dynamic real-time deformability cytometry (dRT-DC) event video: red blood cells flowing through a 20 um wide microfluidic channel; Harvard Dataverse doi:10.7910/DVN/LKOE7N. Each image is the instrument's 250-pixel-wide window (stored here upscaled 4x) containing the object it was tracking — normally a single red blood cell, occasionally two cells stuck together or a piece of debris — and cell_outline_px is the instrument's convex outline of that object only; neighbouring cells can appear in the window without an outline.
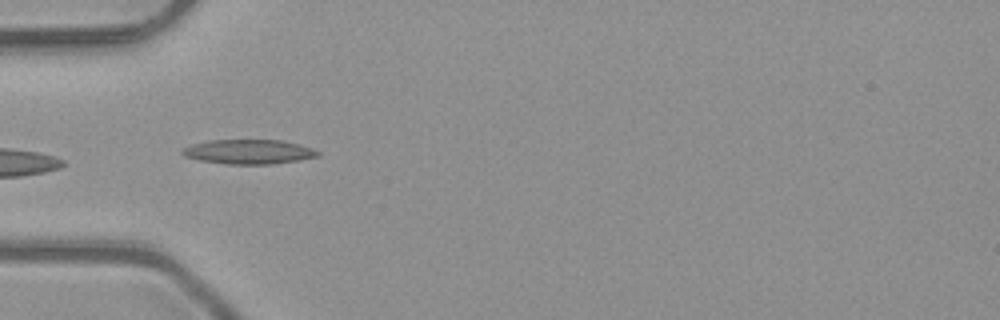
{"species": "common noctule bat (a hibernating species)", "species_latin": "Nyctalus noctula", "temperature_condition": "room temperature", "stored_images_in_passage": 8, "camera_frame_rate_fps": 3000, "um_per_image_px": 0.085, "animal": {"sex": "male", "body_mass_g": 23.1, "forearm_length_mm": 52.7}, "frame": {"image": 1, "passage_image": 6, "time_ms": 1.667, "image_size_px": [1000, 320], "cell_outline_px": [[320, 156], [272, 164], [224, 164], [200, 160], [184, 156], [180, 152], [184, 148], [192, 144], [208, 140], [280, 140], [300, 144], [312, 148], [320, 152]], "centroid_in_image_um": [21.13, 12.9], "position_along_channel_um": 63.9, "area_um2": 19.31}}
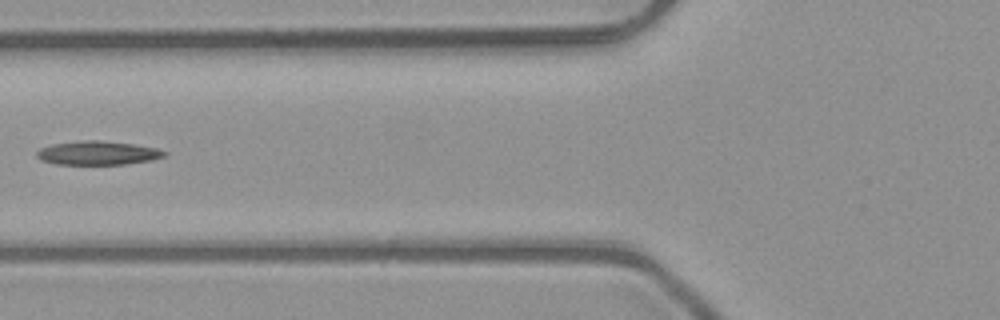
{"frame": {"image": 2, "passage_image": 7, "time_ms": 2.0, "image_size_px": [1000, 320], "cell_outline_px": [[168, 152], [164, 156], [152, 160], [124, 164], [56, 164], [40, 160], [36, 156], [36, 152], [40, 148], [52, 144], [84, 140], [100, 140], [132, 144], [156, 148]], "centroid_in_image_um": [8.28, 13.0], "position_along_channel_um": 117.5, "area_um2": 17.63}}
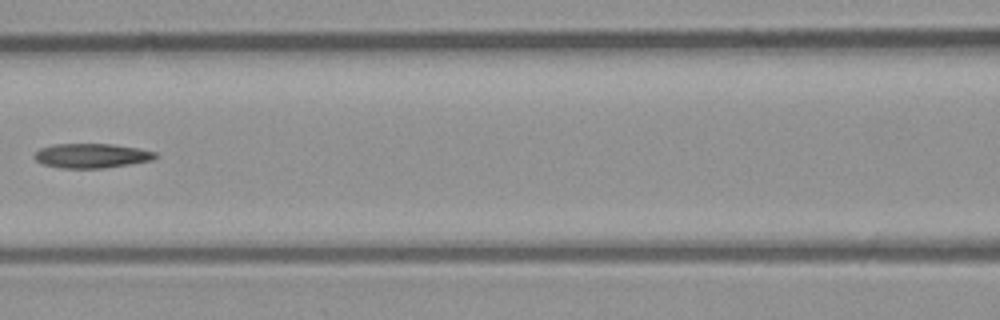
{"frame": {"image": 3, "passage_image": 8, "time_ms": 2.333, "image_size_px": [1000, 320], "cell_outline_px": [[160, 156], [152, 160], [104, 168], [60, 168], [40, 164], [32, 156], [40, 148], [56, 144], [112, 144], [140, 148], [156, 152]], "centroid_in_image_um": [7.78, 13.24], "position_along_channel_um": 158.8, "area_um2": 17.4}}